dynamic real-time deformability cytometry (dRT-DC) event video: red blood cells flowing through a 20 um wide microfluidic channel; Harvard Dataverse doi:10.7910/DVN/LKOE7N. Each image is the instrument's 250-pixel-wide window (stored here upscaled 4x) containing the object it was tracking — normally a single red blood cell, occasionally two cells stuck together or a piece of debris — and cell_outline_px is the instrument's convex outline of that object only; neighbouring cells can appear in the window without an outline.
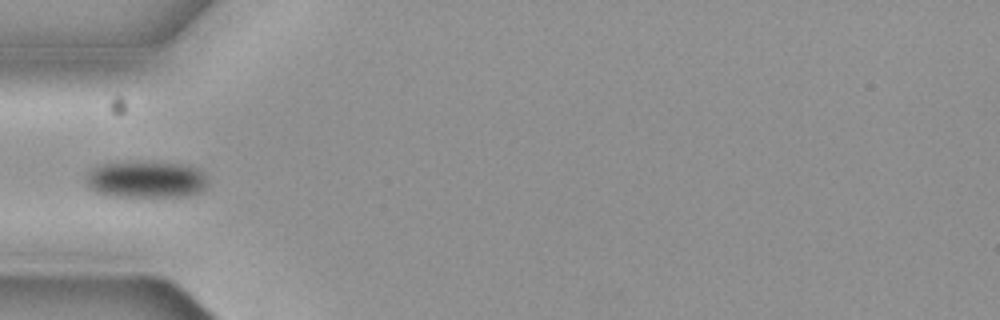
{"species": "common noctule bat (a hibernating species)", "species_latin": "Nyctalus noctula", "temperature_condition": "cold", "stored_images_in_passage": 1, "camera_frame_rate_fps": 3000, "um_per_image_px": 0.085, "animal": {"sex": "female", "body_mass_g": 19.3, "forearm_length_mm": 54.1}, "frame": {"image": 1, "passage_image": 1, "time_ms": 0.0, "image_size_px": [1000, 320], "cell_outline_px": [[208, 184], [200, 192], [188, 196], [116, 196], [96, 192], [88, 184], [88, 172], [92, 168], [100, 164], [128, 160], [184, 164], [200, 168], [208, 180]], "centroid_in_image_um": [12.47, 15.22], "position_along_channel_um": 72.5, "area_um2": 26.47}}